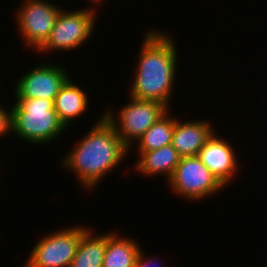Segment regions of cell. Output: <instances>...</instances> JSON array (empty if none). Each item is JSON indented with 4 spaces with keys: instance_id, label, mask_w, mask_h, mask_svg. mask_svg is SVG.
<instances>
[{
    "instance_id": "obj_17",
    "label": "cell",
    "mask_w": 267,
    "mask_h": 267,
    "mask_svg": "<svg viewBox=\"0 0 267 267\" xmlns=\"http://www.w3.org/2000/svg\"><path fill=\"white\" fill-rule=\"evenodd\" d=\"M8 110L10 111L0 105V138L8 134L9 131L12 132V109Z\"/></svg>"
},
{
    "instance_id": "obj_6",
    "label": "cell",
    "mask_w": 267,
    "mask_h": 267,
    "mask_svg": "<svg viewBox=\"0 0 267 267\" xmlns=\"http://www.w3.org/2000/svg\"><path fill=\"white\" fill-rule=\"evenodd\" d=\"M87 229L67 227L44 236L32 249L25 267H70L80 238Z\"/></svg>"
},
{
    "instance_id": "obj_3",
    "label": "cell",
    "mask_w": 267,
    "mask_h": 267,
    "mask_svg": "<svg viewBox=\"0 0 267 267\" xmlns=\"http://www.w3.org/2000/svg\"><path fill=\"white\" fill-rule=\"evenodd\" d=\"M12 108V131L32 144H47L58 138L66 127L59 120L53 100L17 99Z\"/></svg>"
},
{
    "instance_id": "obj_8",
    "label": "cell",
    "mask_w": 267,
    "mask_h": 267,
    "mask_svg": "<svg viewBox=\"0 0 267 267\" xmlns=\"http://www.w3.org/2000/svg\"><path fill=\"white\" fill-rule=\"evenodd\" d=\"M17 12V25L27 46L39 49L49 37L62 8L44 0H25Z\"/></svg>"
},
{
    "instance_id": "obj_13",
    "label": "cell",
    "mask_w": 267,
    "mask_h": 267,
    "mask_svg": "<svg viewBox=\"0 0 267 267\" xmlns=\"http://www.w3.org/2000/svg\"><path fill=\"white\" fill-rule=\"evenodd\" d=\"M138 155L140 158L135 165L137 171L148 176L165 174L168 180L181 159L171 144L152 151L138 152Z\"/></svg>"
},
{
    "instance_id": "obj_1",
    "label": "cell",
    "mask_w": 267,
    "mask_h": 267,
    "mask_svg": "<svg viewBox=\"0 0 267 267\" xmlns=\"http://www.w3.org/2000/svg\"><path fill=\"white\" fill-rule=\"evenodd\" d=\"M145 36L130 96L156 101L170 109L168 103L174 91L177 65L175 42L170 35L157 30H151Z\"/></svg>"
},
{
    "instance_id": "obj_12",
    "label": "cell",
    "mask_w": 267,
    "mask_h": 267,
    "mask_svg": "<svg viewBox=\"0 0 267 267\" xmlns=\"http://www.w3.org/2000/svg\"><path fill=\"white\" fill-rule=\"evenodd\" d=\"M70 78L64 83L53 101L59 120L68 127L74 118L83 114L88 105L86 93Z\"/></svg>"
},
{
    "instance_id": "obj_7",
    "label": "cell",
    "mask_w": 267,
    "mask_h": 267,
    "mask_svg": "<svg viewBox=\"0 0 267 267\" xmlns=\"http://www.w3.org/2000/svg\"><path fill=\"white\" fill-rule=\"evenodd\" d=\"M168 182L176 195L191 201L201 200L224 189L197 156L181 157Z\"/></svg>"
},
{
    "instance_id": "obj_10",
    "label": "cell",
    "mask_w": 267,
    "mask_h": 267,
    "mask_svg": "<svg viewBox=\"0 0 267 267\" xmlns=\"http://www.w3.org/2000/svg\"><path fill=\"white\" fill-rule=\"evenodd\" d=\"M214 134L205 142L197 157L224 186L237 174L238 161L232 145L224 138ZM224 139V140H223Z\"/></svg>"
},
{
    "instance_id": "obj_5",
    "label": "cell",
    "mask_w": 267,
    "mask_h": 267,
    "mask_svg": "<svg viewBox=\"0 0 267 267\" xmlns=\"http://www.w3.org/2000/svg\"><path fill=\"white\" fill-rule=\"evenodd\" d=\"M95 21L96 11L93 8L72 12L62 9L49 37L38 51L77 49L90 38Z\"/></svg>"
},
{
    "instance_id": "obj_9",
    "label": "cell",
    "mask_w": 267,
    "mask_h": 267,
    "mask_svg": "<svg viewBox=\"0 0 267 267\" xmlns=\"http://www.w3.org/2000/svg\"><path fill=\"white\" fill-rule=\"evenodd\" d=\"M69 73L59 66L43 64L25 73L15 85L16 99H49L53 100L64 83L70 78Z\"/></svg>"
},
{
    "instance_id": "obj_15",
    "label": "cell",
    "mask_w": 267,
    "mask_h": 267,
    "mask_svg": "<svg viewBox=\"0 0 267 267\" xmlns=\"http://www.w3.org/2000/svg\"><path fill=\"white\" fill-rule=\"evenodd\" d=\"M107 234L93 235L89 228L82 234L70 267H102Z\"/></svg>"
},
{
    "instance_id": "obj_19",
    "label": "cell",
    "mask_w": 267,
    "mask_h": 267,
    "mask_svg": "<svg viewBox=\"0 0 267 267\" xmlns=\"http://www.w3.org/2000/svg\"><path fill=\"white\" fill-rule=\"evenodd\" d=\"M102 1H104V0H92L91 2H94V3L99 2V3L96 4L98 6V4H100Z\"/></svg>"
},
{
    "instance_id": "obj_16",
    "label": "cell",
    "mask_w": 267,
    "mask_h": 267,
    "mask_svg": "<svg viewBox=\"0 0 267 267\" xmlns=\"http://www.w3.org/2000/svg\"><path fill=\"white\" fill-rule=\"evenodd\" d=\"M174 128L175 117H169L167 111L137 140V150L147 152L172 144Z\"/></svg>"
},
{
    "instance_id": "obj_18",
    "label": "cell",
    "mask_w": 267,
    "mask_h": 267,
    "mask_svg": "<svg viewBox=\"0 0 267 267\" xmlns=\"http://www.w3.org/2000/svg\"><path fill=\"white\" fill-rule=\"evenodd\" d=\"M143 254H144L143 251L140 250L133 267H150L151 265L154 264L153 263L154 257L148 259V258H145Z\"/></svg>"
},
{
    "instance_id": "obj_11",
    "label": "cell",
    "mask_w": 267,
    "mask_h": 267,
    "mask_svg": "<svg viewBox=\"0 0 267 267\" xmlns=\"http://www.w3.org/2000/svg\"><path fill=\"white\" fill-rule=\"evenodd\" d=\"M209 121L180 122L175 118L172 146L181 157L197 156L205 142L214 134Z\"/></svg>"
},
{
    "instance_id": "obj_14",
    "label": "cell",
    "mask_w": 267,
    "mask_h": 267,
    "mask_svg": "<svg viewBox=\"0 0 267 267\" xmlns=\"http://www.w3.org/2000/svg\"><path fill=\"white\" fill-rule=\"evenodd\" d=\"M140 250L142 249L132 238H122L117 232H109L102 267H133Z\"/></svg>"
},
{
    "instance_id": "obj_4",
    "label": "cell",
    "mask_w": 267,
    "mask_h": 267,
    "mask_svg": "<svg viewBox=\"0 0 267 267\" xmlns=\"http://www.w3.org/2000/svg\"><path fill=\"white\" fill-rule=\"evenodd\" d=\"M130 102L123 106L119 116L106 110L104 116L114 126L123 144L130 150L132 140L136 141L169 109L156 101L140 100L129 97ZM116 118H115V116ZM114 116V117H113Z\"/></svg>"
},
{
    "instance_id": "obj_2",
    "label": "cell",
    "mask_w": 267,
    "mask_h": 267,
    "mask_svg": "<svg viewBox=\"0 0 267 267\" xmlns=\"http://www.w3.org/2000/svg\"><path fill=\"white\" fill-rule=\"evenodd\" d=\"M86 134L66 155L63 163L69 171H74L81 186L92 189L121 163L129 149L103 114Z\"/></svg>"
}]
</instances>
